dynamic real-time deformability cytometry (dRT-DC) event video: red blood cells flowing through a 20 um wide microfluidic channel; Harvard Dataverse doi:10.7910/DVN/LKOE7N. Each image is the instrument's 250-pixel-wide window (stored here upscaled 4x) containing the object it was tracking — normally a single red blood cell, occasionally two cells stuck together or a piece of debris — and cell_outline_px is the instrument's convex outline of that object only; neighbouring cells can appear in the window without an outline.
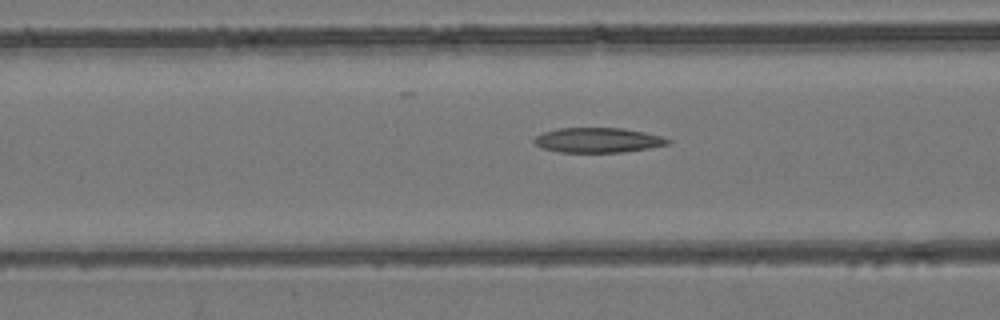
{"species": "common noctule bat (a hibernating species)", "species_latin": "Nyctalus noctula", "temperature_condition": "room temperature", "stored_images_in_passage": 54, "camera_frame_rate_fps": 3000, "um_per_image_px": 0.085, "animal": {"sex": "female", "body_mass_g": 24.6, "forearm_length_mm": 56.2}, "frame": {"image": 1, "passage_image": 22, "time_ms": 7.0, "image_size_px": [1000, 320], "cell_outline_px": [[672, 140], [668, 144], [648, 148], [624, 152], [560, 152], [540, 148], [532, 140], [536, 136], [544, 132], [560, 128], [624, 128], [644, 132], [660, 136]], "centroid_in_image_um": [50.8, 11.91], "position_along_channel_um": 115.8, "area_um2": 19.31}}
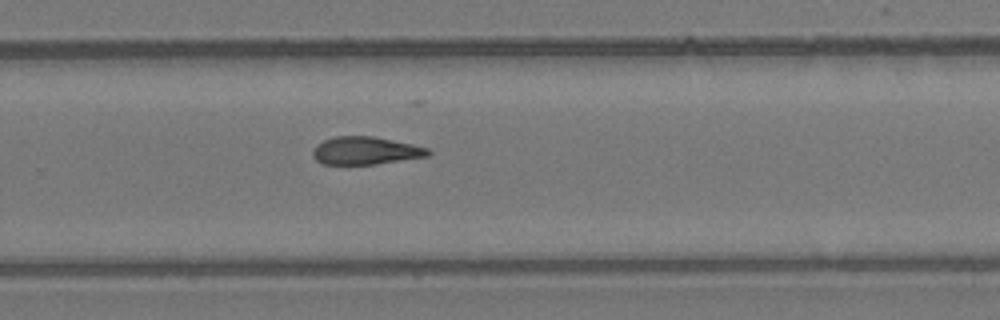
{"frame": {"image": 2, "passage_image": 36, "time_ms": 11.667, "image_size_px": [1000, 320], "cell_outline_px": [[432, 152], [428, 156], [376, 164], [320, 164], [312, 156], [312, 152], [316, 144], [324, 140], [336, 136], [372, 136], [412, 144], [428, 148]], "centroid_in_image_um": [31.05, 12.81], "position_along_channel_um": 298.8, "area_um2": 18.67}}
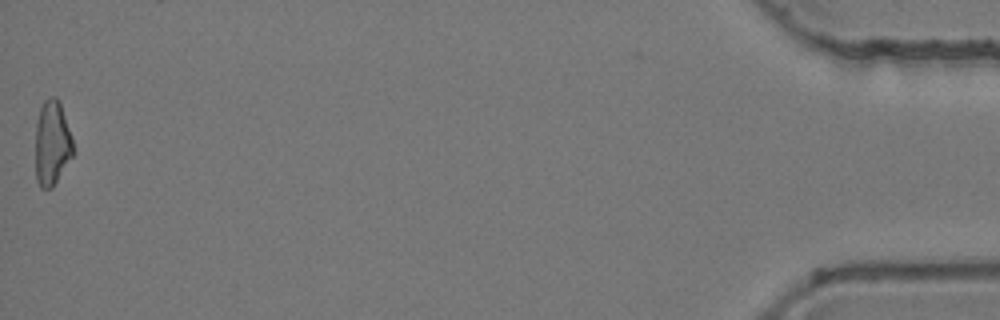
{"frame": {"image": 3, "passage_image": 54, "time_ms": 17.667, "image_size_px": [1000, 320], "cell_outline_px": [[76, 152], [52, 188], [40, 188], [36, 180], [36, 120], [40, 108], [44, 100], [48, 96], [56, 96], [60, 100], [72, 136]], "centroid_in_image_um": [4.45, 12.14], "position_along_channel_um": 430.7, "area_um2": 19.19}, "authors_computed_cell_mechanics": {"area_um2": 19.4497, "velocity_mm_per_s": 3.9187, "shape_relaxation_time_tau1_ms": null, "shape_relaxation_time_tau2_ms": 7.7228, "deformation_change_tau1": null, "deformation_change_tau2": 0.1973}}